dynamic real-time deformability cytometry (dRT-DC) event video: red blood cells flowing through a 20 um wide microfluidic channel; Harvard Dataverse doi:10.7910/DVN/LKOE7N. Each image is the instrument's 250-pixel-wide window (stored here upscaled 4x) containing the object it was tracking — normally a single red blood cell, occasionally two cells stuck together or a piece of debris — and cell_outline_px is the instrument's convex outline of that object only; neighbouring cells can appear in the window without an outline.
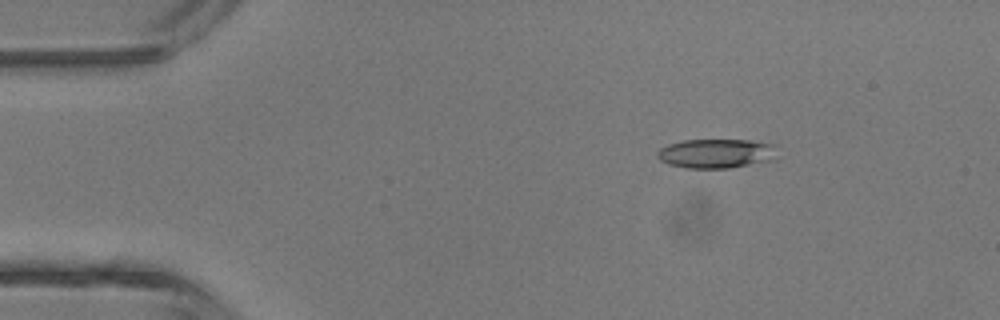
{"species": "common noctule bat (a hibernating species)", "species_latin": "Nyctalus noctula", "temperature_condition": "room temperature", "stored_images_in_passage": 2, "camera_frame_rate_fps": 3000, "um_per_image_px": 0.085, "animal": {"sex": "male", "body_mass_g": 13.3}, "frame": {"image": 1, "passage_image": 1, "time_ms": 0.0, "image_size_px": [1000, 320], "cell_outline_px": [[776, 160], [728, 168], [684, 168], [668, 164], [660, 160], [656, 156], [656, 152], [660, 148], [668, 144], [684, 140], [748, 140], [776, 144]], "centroid_in_image_um": [60.89, 13.05], "position_along_channel_um": 24.1, "area_um2": 20.75}}